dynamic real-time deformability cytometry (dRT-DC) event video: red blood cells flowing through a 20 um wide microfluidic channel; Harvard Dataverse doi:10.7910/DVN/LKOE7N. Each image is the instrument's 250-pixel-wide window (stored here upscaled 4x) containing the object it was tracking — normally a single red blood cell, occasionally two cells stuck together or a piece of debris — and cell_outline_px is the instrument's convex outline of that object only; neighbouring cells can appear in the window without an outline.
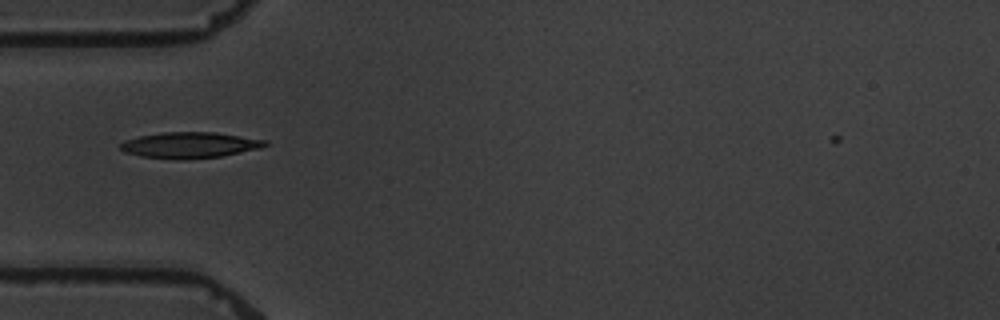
{"species": "common noctule bat (a hibernating species)", "species_latin": "Nyctalus noctula", "temperature_condition": "warm", "stored_images_in_passage": 3, "camera_frame_rate_fps": 3000, "um_per_image_px": 0.085, "animal": {"sex": "male", "body_mass_g": 19.5, "forearm_length_mm": 54.6}, "frame": {"image": 1, "passage_image": 1, "time_ms": 0.0, "image_size_px": [1000, 320], "cell_outline_px": [[268, 144], [260, 148], [220, 156], [184, 160], [176, 160], [140, 156], [124, 152], [120, 148], [120, 144], [124, 140], [140, 136], [164, 132], [216, 132], [268, 140]], "centroid_in_image_um": [16.12, 12.33], "position_along_channel_um": 68.9, "area_um2": 21.96}}
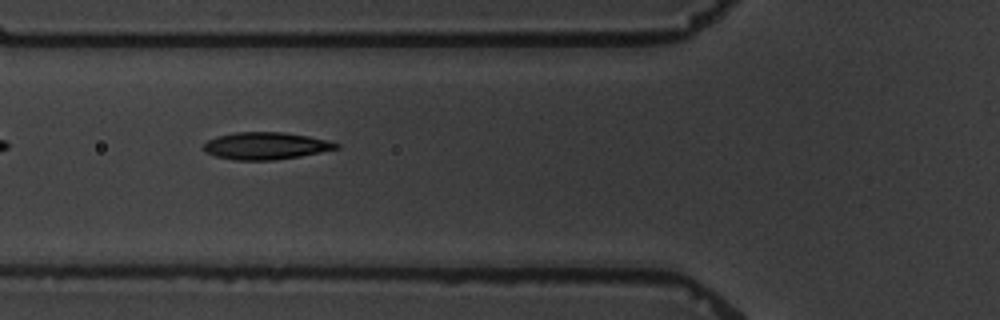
{"frame": {"image": 2, "passage_image": 2, "time_ms": 1.0, "image_size_px": [1000, 320], "cell_outline_px": [[340, 148], [300, 156], [272, 160], [236, 160], [216, 156], [204, 152], [204, 144], [208, 140], [216, 136], [236, 132], [284, 132], [308, 136], [340, 144]], "centroid_in_image_um": [22.57, 12.39], "position_along_channel_um": 103.2, "area_um2": 20.87}}
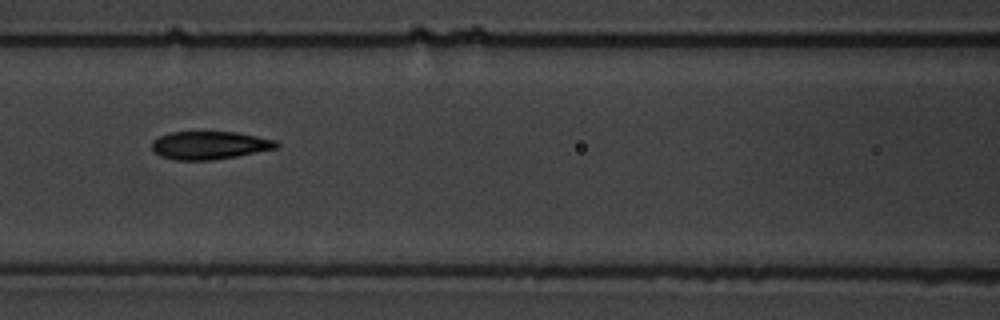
{"frame": {"image": 3, "passage_image": 3, "time_ms": 2.333, "image_size_px": [1000, 320], "cell_outline_px": [[280, 144], [276, 148], [236, 156], [212, 160], [176, 160], [160, 156], [152, 152], [152, 140], [160, 136], [172, 132], [236, 132], [276, 140]], "centroid_in_image_um": [17.78, 12.35], "position_along_channel_um": 148.8, "area_um2": 20.29}}